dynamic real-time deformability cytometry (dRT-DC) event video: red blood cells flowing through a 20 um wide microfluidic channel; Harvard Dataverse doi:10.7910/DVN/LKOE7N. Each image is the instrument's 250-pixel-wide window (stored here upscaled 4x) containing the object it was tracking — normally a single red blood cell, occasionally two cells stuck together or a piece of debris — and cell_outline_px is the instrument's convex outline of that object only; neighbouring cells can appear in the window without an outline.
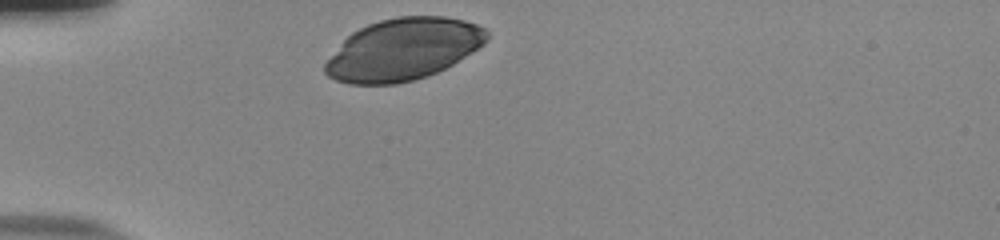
{"species": "human", "species_latin": "Homo sapiens", "temperature_condition": "room temperature", "stored_images_in_passage": 30, "camera_frame_rate_fps": 3000, "um_per_image_px": 0.085, "donor": {"sex": "male"}, "frame": {"image": 1, "passage_image": 1, "time_ms": 0.0, "image_size_px": [1000, 240], "cell_outline_px": [[488, 40], [484, 44], [452, 64], [436, 72], [412, 80], [396, 84], [348, 84], [336, 80], [328, 76], [324, 72], [324, 64], [340, 44], [352, 32], [368, 24], [380, 20], [396, 16], [444, 16], [464, 20], [476, 24], [484, 28], [488, 32]], "centroid_in_image_um": [34.26, 4.19], "position_along_channel_um": 50.7, "area_um2": 57.92}}
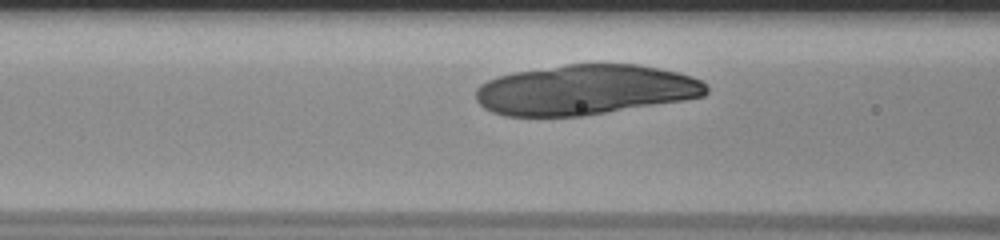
{"frame": {"image": 2, "passage_image": 8, "time_ms": 2.333, "image_size_px": [1000, 240], "cell_outline_px": [[708, 92], [704, 96], [684, 100], [584, 116], [504, 116], [492, 112], [484, 108], [476, 100], [476, 88], [480, 84], [496, 76], [512, 72], [568, 64], [636, 64], [676, 72], [692, 76], [700, 80], [708, 88]], "centroid_in_image_um": [49.71, 7.64], "position_along_channel_um": 116.9, "area_um2": 67.39}}